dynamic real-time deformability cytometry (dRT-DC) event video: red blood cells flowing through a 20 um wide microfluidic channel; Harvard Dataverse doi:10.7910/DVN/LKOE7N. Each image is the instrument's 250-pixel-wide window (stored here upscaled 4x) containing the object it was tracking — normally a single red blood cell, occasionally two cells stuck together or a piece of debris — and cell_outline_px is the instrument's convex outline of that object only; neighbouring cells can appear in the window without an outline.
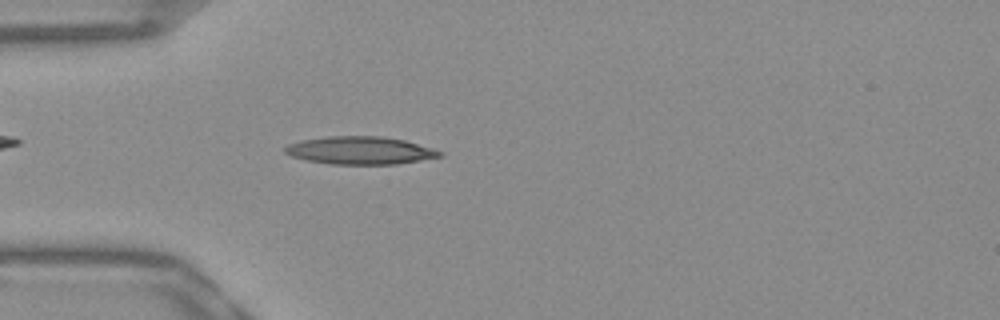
{"species": "Egyptian fruit bat (a non-hibernating species)", "species_latin": "Rousettus aegyptiacus", "temperature_condition": "warm", "stored_images_in_passage": 51, "camera_frame_rate_fps": 3000, "um_per_image_px": 0.085, "frame": {"image": 1, "passage_image": 14, "time_ms": 4.333, "image_size_px": [1000, 320], "cell_outline_px": [[444, 156], [396, 164], [328, 164], [308, 160], [292, 156], [284, 152], [284, 148], [288, 144], [300, 140], [328, 136], [380, 136], [404, 140], [432, 148], [444, 152]], "centroid_in_image_um": [30.61, 12.78], "position_along_channel_um": 54.4, "area_um2": 25.03}}
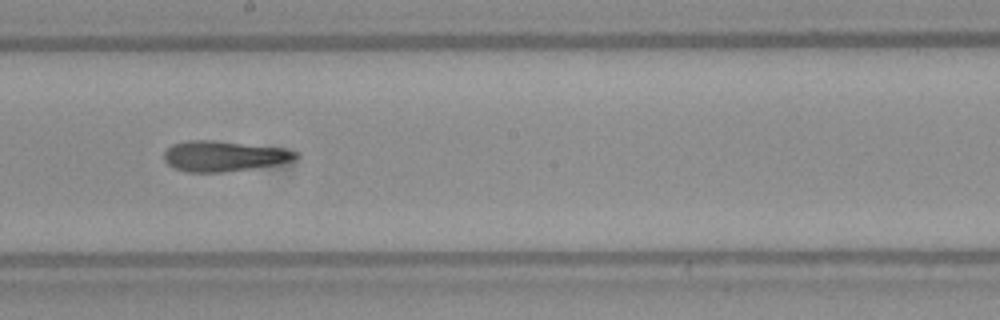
{"frame": {"image": 2, "passage_image": 28, "time_ms": 9.0, "image_size_px": [1000, 320], "cell_outline_px": [[300, 156], [292, 160], [276, 164], [252, 168], [220, 172], [188, 172], [176, 168], [168, 164], [164, 160], [164, 152], [172, 144], [188, 140], [212, 140], [280, 148], [300, 152]], "centroid_in_image_um": [19.0, 13.26], "position_along_channel_um": 229.2, "area_um2": 23.06}}
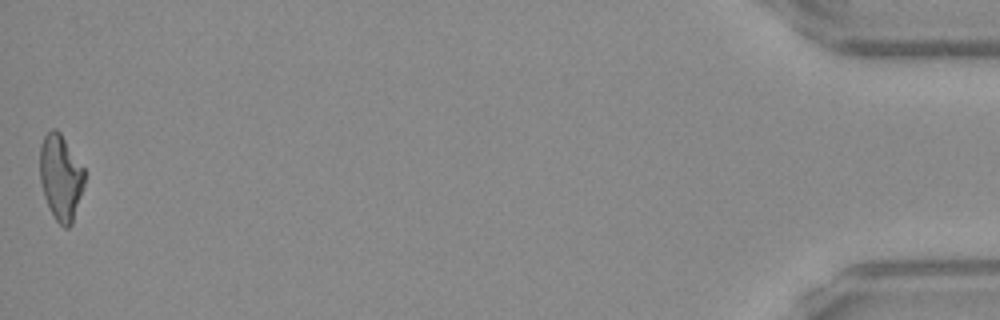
{"frame": {"image": 3, "passage_image": 51, "time_ms": 16.667, "image_size_px": [1000, 320], "cell_outline_px": [[84, 184], [72, 224], [68, 228], [64, 228], [56, 220], [48, 208], [44, 196], [40, 180], [40, 144], [44, 136], [52, 128], [56, 128], [60, 132], [84, 168]], "centroid_in_image_um": [5.15, 15.07], "position_along_channel_um": 430.1, "area_um2": 22.25}, "authors_computed_cell_mechanics": {"area_um2": 22.7732, "velocity_mm_per_s": 3.8683, "shape_relaxation_time_tau1_ms": null, "shape_relaxation_time_tau2_ms": 5.8848, "deformation_change_tau1": null, "deformation_change_tau2": 0.1985}}